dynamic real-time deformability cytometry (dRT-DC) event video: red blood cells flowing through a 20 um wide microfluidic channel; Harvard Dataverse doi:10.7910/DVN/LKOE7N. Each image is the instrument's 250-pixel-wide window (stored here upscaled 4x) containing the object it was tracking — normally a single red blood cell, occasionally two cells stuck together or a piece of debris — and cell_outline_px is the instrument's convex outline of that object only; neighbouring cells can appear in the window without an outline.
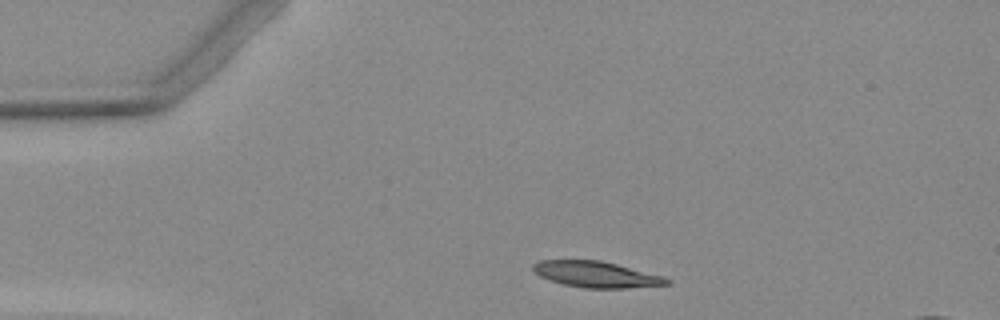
{"species": "Egyptian fruit bat (a non-hibernating species)", "species_latin": "Rousettus aegyptiacus", "temperature_condition": "warm", "stored_images_in_passage": 2, "camera_frame_rate_fps": 3000, "um_per_image_px": 0.085, "animal": {"sex": "female"}, "frame": {"image": 1, "passage_image": 1, "time_ms": 0.0, "image_size_px": [1000, 320], "cell_outline_px": [[672, 284], [628, 288], [584, 288], [564, 284], [548, 280], [540, 276], [532, 268], [532, 264], [540, 260], [600, 260], [616, 264], [660, 276], [672, 280]], "centroid_in_image_um": [50.66, 23.33], "position_along_channel_um": 34.3, "area_um2": 20.11}}